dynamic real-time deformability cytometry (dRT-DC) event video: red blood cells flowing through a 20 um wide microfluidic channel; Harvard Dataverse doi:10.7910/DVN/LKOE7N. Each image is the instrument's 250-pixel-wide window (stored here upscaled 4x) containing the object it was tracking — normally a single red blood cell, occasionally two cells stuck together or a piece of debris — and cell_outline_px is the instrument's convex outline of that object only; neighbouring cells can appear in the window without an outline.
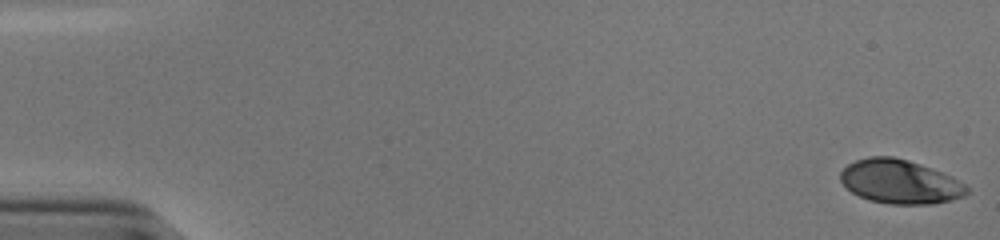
{"species": "human", "species_latin": "Homo sapiens", "temperature_condition": "cold", "stored_images_in_passage": 54, "camera_frame_rate_fps": 3000, "um_per_image_px": 0.085, "donor": {"sex": "male"}, "frame": {"image": 1, "passage_image": 1, "time_ms": 0.0, "image_size_px": [1000, 240], "cell_outline_px": [[968, 192], [964, 196], [952, 200], [932, 204], [888, 204], [868, 200], [852, 192], [840, 180], [840, 172], [848, 164], [856, 160], [868, 156], [892, 156], [908, 160], [920, 164], [952, 176], [964, 184], [968, 188]], "centroid_in_image_um": [76.49, 15.45], "position_along_channel_um": 8.5, "area_um2": 32.37}}
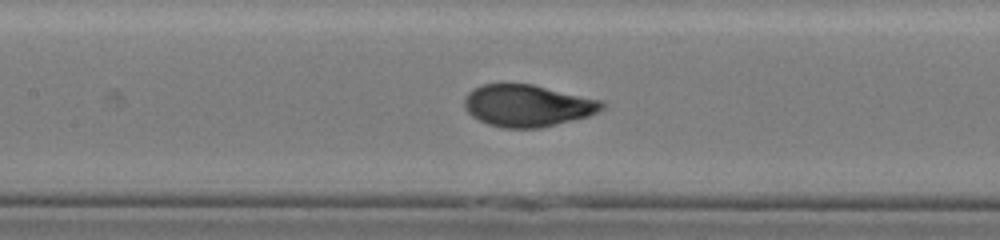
{"frame": {"image": 2, "passage_image": 26, "time_ms": 8.333, "image_size_px": [1000, 240], "cell_outline_px": [[608, 104], [604, 108], [588, 116], [540, 128], [504, 128], [488, 124], [472, 116], [464, 108], [464, 96], [468, 92], [484, 84], [532, 84], [604, 100]], "centroid_in_image_um": [44.86, 8.97], "position_along_channel_um": 162.5, "area_um2": 33.7}}
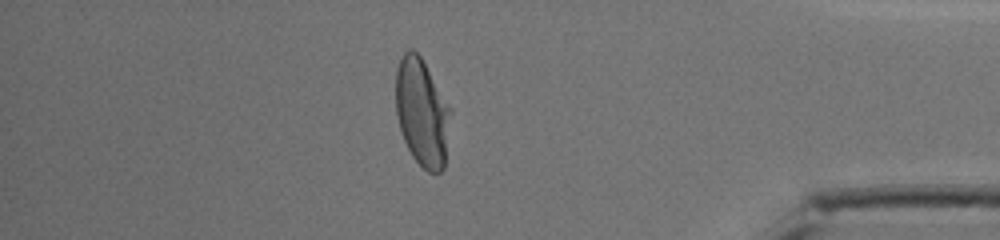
{"frame": {"image": 3, "passage_image": 47, "time_ms": 15.333, "image_size_px": [1000, 240], "cell_outline_px": [[452, 112], [444, 168], [440, 172], [428, 172], [412, 156], [404, 140], [396, 116], [396, 68], [404, 52], [408, 48], [412, 48], [420, 56], [452, 108]], "centroid_in_image_um": [35.88, 9.55], "position_along_channel_um": 399.3, "area_um2": 34.56}, "authors_computed_cell_mechanics": {"area_um2": 33.6685, "velocity_mm_per_s": 3.8345, "shape_relaxation_time_tau1_ms": 3.4794, "shape_relaxation_time_tau2_ms": null, "deformation_change_tau1": 0.1731, "deformation_change_tau2": null}}